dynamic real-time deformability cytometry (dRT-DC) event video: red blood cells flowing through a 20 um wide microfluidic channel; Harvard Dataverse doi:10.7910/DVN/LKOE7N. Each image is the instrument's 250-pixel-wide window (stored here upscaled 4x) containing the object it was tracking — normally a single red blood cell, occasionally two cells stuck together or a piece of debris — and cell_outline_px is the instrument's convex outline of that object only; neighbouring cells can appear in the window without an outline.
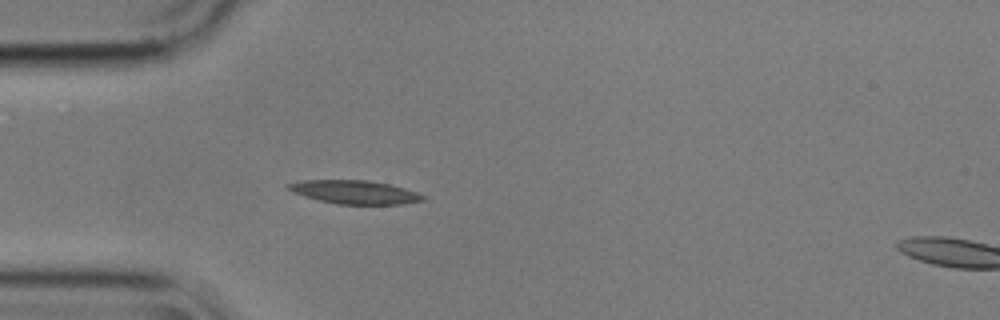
{"species": "common noctule bat (a hibernating species)", "species_latin": "Nyctalus noctula", "temperature_condition": "cold", "stored_images_in_passage": 2, "segment_of_instrument_passage": [1, 2], "camera_frame_rate_fps": 3000, "um_per_image_px": 0.085, "animal": {"sex": "male", "body_mass_g": 17.9}, "frame": {"image": 1, "passage_image": 1, "time_ms": 0.0, "image_size_px": [1000, 320], "cell_outline_px": [[428, 196], [424, 200], [404, 204], [336, 204], [320, 200], [296, 192], [288, 188], [284, 184], [304, 180], [368, 180], [388, 184], [404, 188]], "centroid_in_image_um": [30.22, 16.33], "position_along_channel_um": 54.8, "area_um2": 18.21}}